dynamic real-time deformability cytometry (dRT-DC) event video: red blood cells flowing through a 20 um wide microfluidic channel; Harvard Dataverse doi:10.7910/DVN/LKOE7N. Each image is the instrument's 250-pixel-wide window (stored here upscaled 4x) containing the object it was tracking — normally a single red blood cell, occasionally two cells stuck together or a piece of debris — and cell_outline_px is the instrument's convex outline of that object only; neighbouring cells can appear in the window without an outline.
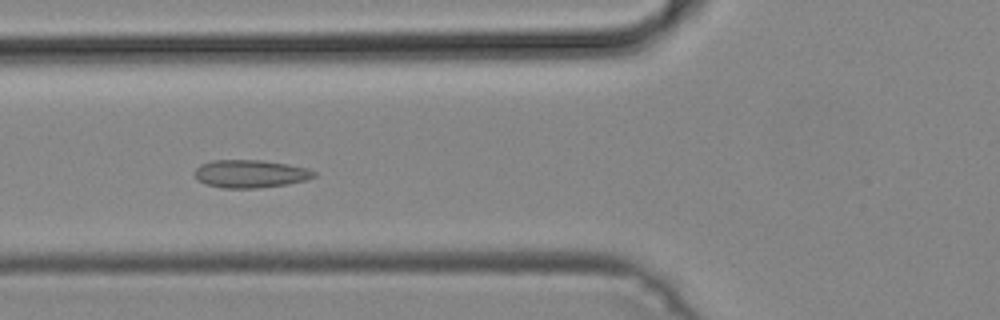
{"species": "common noctule bat (a hibernating species)", "species_latin": "Nyctalus noctula", "temperature_condition": "cold", "stored_images_in_passage": 50, "camera_frame_rate_fps": 3000, "um_per_image_px": 0.085, "animal": {"sex": "male", "body_mass_g": 19.2, "forearm_length_mm": 51.8}, "frame": {"image": 1, "passage_image": 19, "time_ms": 6.0, "image_size_px": [1000, 320], "cell_outline_px": [[316, 176], [308, 180], [288, 184], [256, 188], [224, 188], [208, 184], [196, 180], [192, 172], [200, 164], [212, 160], [260, 160], [288, 164], [308, 168], [316, 172]], "centroid_in_image_um": [21.27, 14.77], "position_along_channel_um": 104.5, "area_um2": 19.59}}
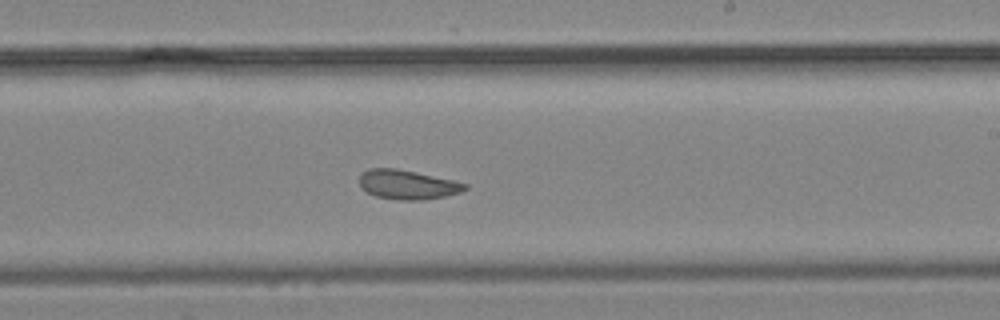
{"frame": {"image": 2, "passage_image": 30, "time_ms": 9.667, "image_size_px": [1000, 320], "cell_outline_px": [[468, 188], [460, 192], [444, 196], [424, 200], [400, 200], [376, 196], [368, 192], [360, 184], [360, 176], [368, 168], [396, 168], [416, 172], [452, 180], [468, 184]], "centroid_in_image_um": [34.65, 15.69], "position_along_channel_um": 254.3, "area_um2": 17.8}}
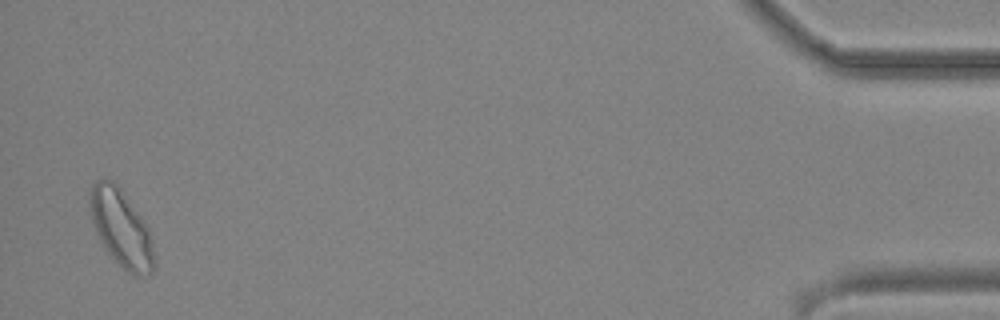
{"frame": {"image": 3, "passage_image": 49, "time_ms": 16.0, "image_size_px": [1000, 320], "cell_outline_px": [[156, 268], [148, 276], [132, 276], [104, 248], [92, 224], [88, 204], [88, 192], [92, 184], [96, 180], [112, 180], [116, 184], [144, 220], [148, 228], [156, 260]], "centroid_in_image_um": [10.29, 19.42], "position_along_channel_um": 424.9, "area_um2": 29.07}}